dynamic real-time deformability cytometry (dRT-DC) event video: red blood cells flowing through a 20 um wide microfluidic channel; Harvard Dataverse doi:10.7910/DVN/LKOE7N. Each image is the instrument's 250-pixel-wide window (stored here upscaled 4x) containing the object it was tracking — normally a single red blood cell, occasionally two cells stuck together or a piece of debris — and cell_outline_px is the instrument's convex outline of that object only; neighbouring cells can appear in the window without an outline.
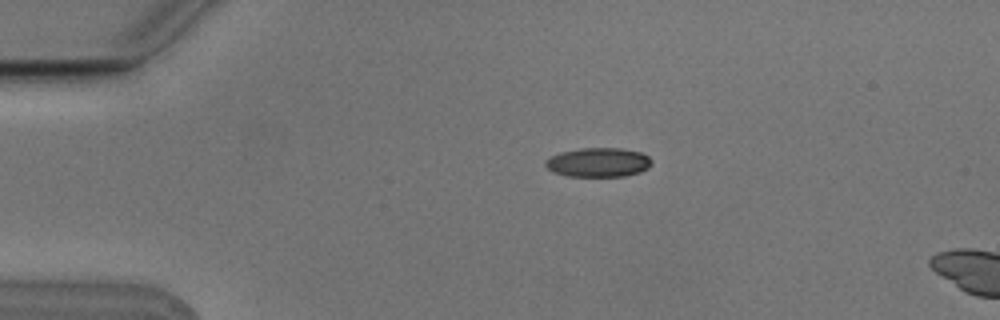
{"species": "Egyptian fruit bat (a non-hibernating species)", "species_latin": "Rousettus aegyptiacus", "temperature_condition": "cold", "stored_images_in_passage": 5, "camera_frame_rate_fps": 3000, "um_per_image_px": 0.085, "animal": {"sex": "male"}, "frame": {"image": 1, "passage_image": 3, "time_ms": 0.667, "image_size_px": [1000, 320], "cell_outline_px": [[652, 164], [648, 168], [640, 172], [624, 176], [568, 176], [552, 172], [544, 164], [544, 160], [548, 156], [560, 152], [580, 148], [620, 148], [640, 152], [648, 156], [652, 160]], "centroid_in_image_um": [50.83, 13.79], "position_along_channel_um": 34.2, "area_um2": 18.26}}